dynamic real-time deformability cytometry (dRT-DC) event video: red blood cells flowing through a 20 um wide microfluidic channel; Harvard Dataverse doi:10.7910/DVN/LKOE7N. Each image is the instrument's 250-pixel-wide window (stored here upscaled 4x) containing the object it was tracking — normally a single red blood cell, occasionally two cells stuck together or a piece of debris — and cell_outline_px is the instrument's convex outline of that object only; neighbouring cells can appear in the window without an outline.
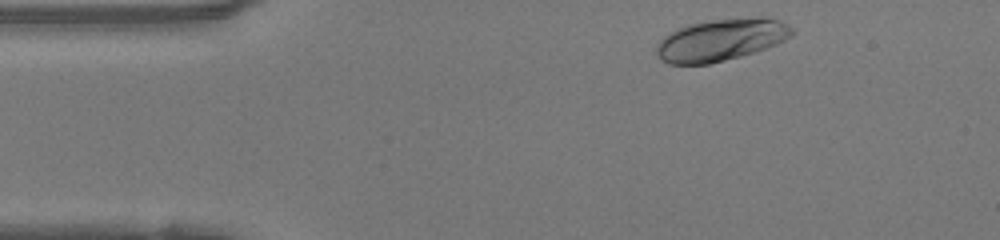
{"species": "human", "species_latin": "Homo sapiens", "temperature_condition": "warm", "stored_images_in_passage": 42, "camera_frame_rate_fps": 3000, "um_per_image_px": 0.085, "donor": {"sex": "female"}, "frame": {"image": 1, "passage_image": 1, "time_ms": 0.0, "image_size_px": [1000, 240], "cell_outline_px": [[796, 32], [784, 40], [776, 44], [740, 56], [708, 64], [668, 64], [660, 60], [656, 52], [656, 44], [668, 32], [676, 28], [688, 24], [708, 20], [764, 16], [780, 20], [788, 24]], "centroid_in_image_um": [61.26, 3.37], "position_along_channel_um": 23.7, "area_um2": 33.41}}
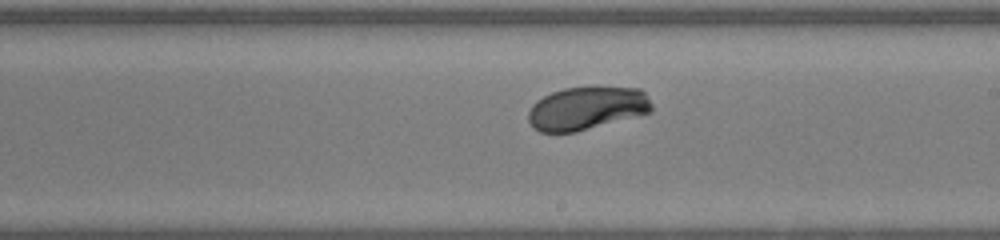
{"frame": {"image": 2, "passage_image": 21, "time_ms": 6.667, "image_size_px": [1000, 240], "cell_outline_px": [[652, 112], [576, 132], [540, 132], [532, 128], [528, 120], [528, 112], [532, 104], [536, 100], [552, 92], [564, 88], [596, 84], [640, 88], [644, 92], [652, 104]], "centroid_in_image_um": [49.88, 9.16], "position_along_channel_um": 239.1, "area_um2": 31.96}}
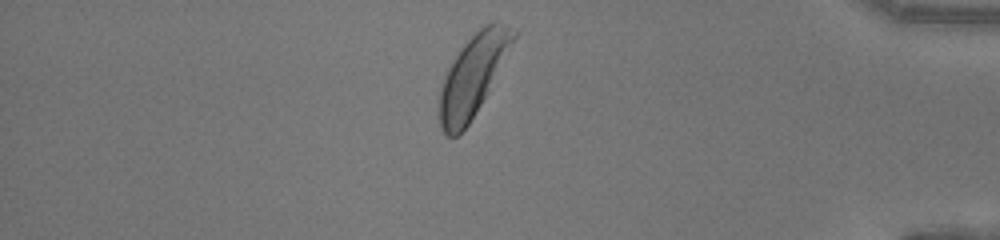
{"frame": {"image": 3, "passage_image": 35, "time_ms": 11.333, "image_size_px": [1000, 240], "cell_outline_px": [[516, 36], [488, 92], [468, 124], [456, 136], [448, 136], [444, 132], [440, 124], [440, 92], [444, 76], [456, 56], [464, 44], [484, 24], [496, 20], [516, 32]], "centroid_in_image_um": [40.2, 6.4], "position_along_channel_um": 395.0, "area_um2": 33.64}, "authors_computed_cell_mechanics": {"area_um2": 31.8478, "velocity_mm_per_s": 4.166, "shape_relaxation_time_tau1_ms": 2.0562, "shape_relaxation_time_tau2_ms": null, "deformation_change_tau1": 0.1352, "deformation_change_tau2": null}}